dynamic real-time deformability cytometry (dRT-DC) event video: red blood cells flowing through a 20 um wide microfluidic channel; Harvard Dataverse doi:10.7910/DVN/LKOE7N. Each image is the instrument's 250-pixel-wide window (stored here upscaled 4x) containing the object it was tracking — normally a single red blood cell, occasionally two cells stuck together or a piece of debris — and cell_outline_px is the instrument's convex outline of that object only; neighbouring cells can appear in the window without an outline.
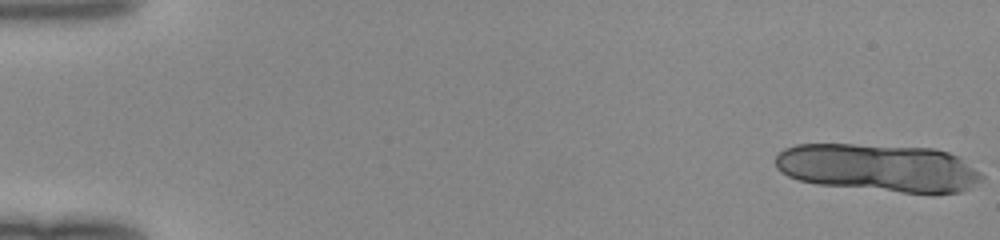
{"species": "human", "species_latin": "Homo sapiens", "temperature_condition": "room temperature", "stored_images_in_passage": 15, "camera_frame_rate_fps": 3000, "um_per_image_px": 0.085, "donor": {"sex": "female"}, "frame": {"image": 1, "passage_image": 1, "time_ms": 0.0, "image_size_px": [1000, 240], "cell_outline_px": [[984, 176], [980, 180], [968, 188], [960, 192], [932, 196], [816, 184], [800, 180], [788, 176], [780, 172], [776, 168], [776, 156], [784, 148], [796, 144], [852, 144], [932, 148], [948, 152], [960, 156], [980, 172]], "centroid_in_image_um": [74.72, 14.29], "position_along_channel_um": 10.3, "area_um2": 58.49}}